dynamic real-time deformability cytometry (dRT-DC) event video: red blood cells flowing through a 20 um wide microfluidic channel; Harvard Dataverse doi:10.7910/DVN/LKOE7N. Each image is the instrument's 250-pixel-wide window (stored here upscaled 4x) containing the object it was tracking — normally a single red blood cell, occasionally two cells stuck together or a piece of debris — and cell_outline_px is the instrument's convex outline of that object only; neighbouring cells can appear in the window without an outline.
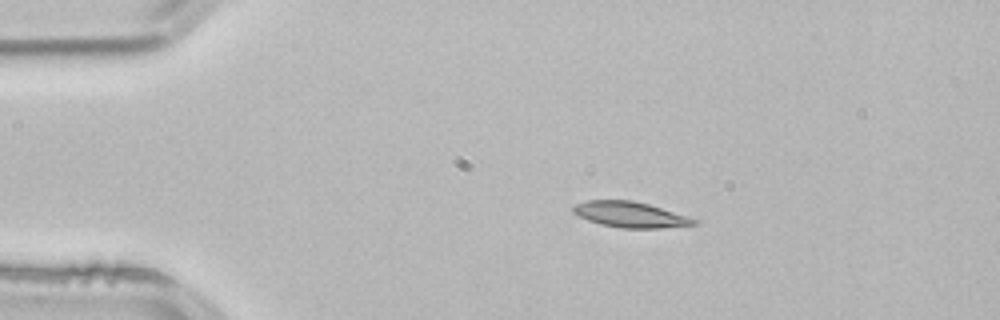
{"species": "common noctule bat (a hibernating species)", "species_latin": "Nyctalus noctula", "temperature_condition": "room temperature", "stored_images_in_passage": 2, "camera_frame_rate_fps": 3000, "um_per_image_px": 0.085, "animal": {"sex": "male", "body_mass_g": 21.5, "forearm_length_mm": 52.0}, "frame": {"image": 1, "passage_image": 1, "time_ms": 0.0, "image_size_px": [1000, 320], "cell_outline_px": [[696, 224], [660, 228], [620, 228], [600, 224], [588, 220], [572, 212], [572, 208], [576, 204], [588, 200], [632, 200], [648, 204], [696, 220]], "centroid_in_image_um": [53.49, 18.24], "position_along_channel_um": 31.5, "area_um2": 17.63}}